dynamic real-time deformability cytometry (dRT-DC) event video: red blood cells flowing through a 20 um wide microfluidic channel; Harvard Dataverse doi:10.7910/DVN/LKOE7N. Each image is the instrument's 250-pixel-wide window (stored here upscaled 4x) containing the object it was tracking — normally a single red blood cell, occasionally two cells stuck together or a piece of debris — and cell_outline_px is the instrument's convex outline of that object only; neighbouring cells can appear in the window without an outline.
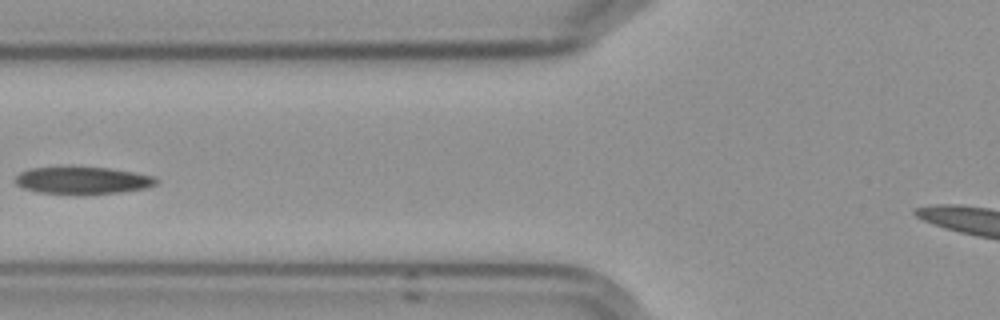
{"species": "Egyptian fruit bat (a non-hibernating species)", "species_latin": "Rousettus aegyptiacus", "temperature_condition": "cold", "stored_images_in_passage": 6, "camera_frame_rate_fps": 3000, "um_per_image_px": 0.085, "frame": {"image": 1, "passage_image": 6, "time_ms": 6.667, "image_size_px": [1000, 320], "cell_outline_px": [[160, 180], [156, 184], [144, 188], [120, 192], [84, 196], [76, 196], [40, 192], [24, 188], [16, 184], [12, 180], [20, 172], [32, 168], [108, 168], [132, 172], [152, 176]], "centroid_in_image_um": [7.0, 15.38], "position_along_channel_um": 118.8, "area_um2": 22.48}}